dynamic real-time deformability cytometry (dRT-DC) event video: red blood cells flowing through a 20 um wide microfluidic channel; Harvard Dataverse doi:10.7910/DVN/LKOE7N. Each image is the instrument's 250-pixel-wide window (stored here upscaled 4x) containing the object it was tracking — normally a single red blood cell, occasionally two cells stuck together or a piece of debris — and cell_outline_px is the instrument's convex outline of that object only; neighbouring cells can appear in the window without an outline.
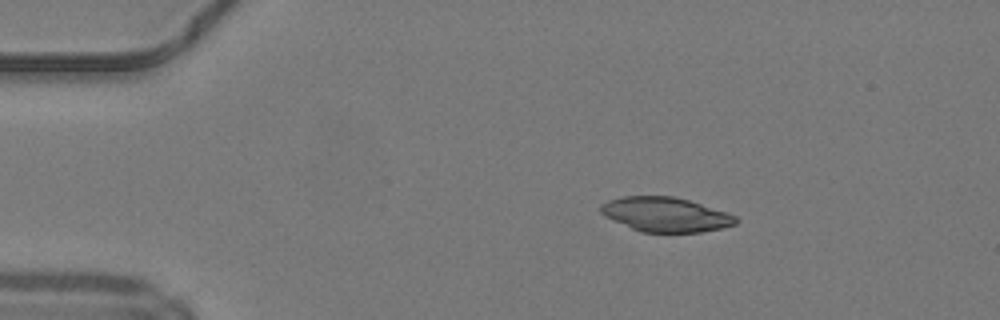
{"species": "common noctule bat (a hibernating species)", "species_latin": "Nyctalus noctula", "temperature_condition": "warm", "stored_images_in_passage": 14, "camera_frame_rate_fps": 3000, "um_per_image_px": 0.085, "animal": {"sex": "male", "body_mass_g": 19.2, "forearm_length_mm": 51.8}, "frame": {"image": 1, "passage_image": 1, "time_ms": 0.0, "image_size_px": [1000, 320], "cell_outline_px": [[740, 220], [736, 224], [720, 228], [700, 232], [640, 232], [604, 216], [600, 212], [600, 204], [608, 200], [620, 196], [672, 196], [688, 200], [736, 216]], "centroid_in_image_um": [56.52, 18.23], "position_along_channel_um": 28.5, "area_um2": 26.99}}